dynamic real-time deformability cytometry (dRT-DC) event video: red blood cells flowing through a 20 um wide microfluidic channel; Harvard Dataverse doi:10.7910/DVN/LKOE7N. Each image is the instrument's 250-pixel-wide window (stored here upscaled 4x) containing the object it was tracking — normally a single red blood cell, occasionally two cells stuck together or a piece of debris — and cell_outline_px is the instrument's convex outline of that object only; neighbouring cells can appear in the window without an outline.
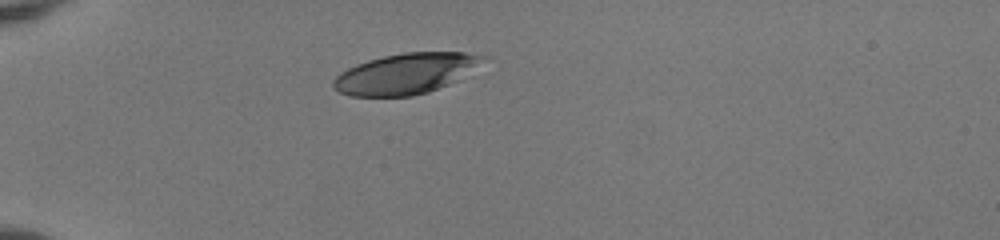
{"species": "human", "species_latin": "Homo sapiens", "temperature_condition": "room temperature", "stored_images_in_passage": 37, "camera_frame_rate_fps": 3000, "um_per_image_px": 0.085, "donor": {"sex": "female"}, "frame": {"image": 1, "passage_image": 1, "time_ms": 0.0, "image_size_px": [1000, 240], "cell_outline_px": [[488, 56], [460, 80], [428, 92], [412, 96], [348, 96], [332, 88], [332, 80], [340, 72], [356, 64], [368, 60], [384, 56], [404, 52], [464, 52]], "centroid_in_image_um": [34.46, 6.26], "position_along_channel_um": 50.5, "area_um2": 35.49}}
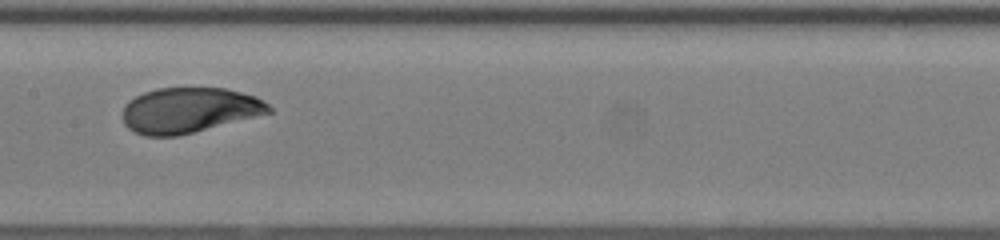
{"frame": {"image": 2, "passage_image": 14, "time_ms": 4.333, "image_size_px": [1000, 240], "cell_outline_px": [[272, 112], [176, 136], [144, 136], [128, 128], [124, 124], [124, 104], [136, 96], [144, 92], [156, 88], [224, 88], [256, 96], [268, 104], [272, 108]], "centroid_in_image_um": [16.06, 9.36], "position_along_channel_um": 191.3, "area_um2": 38.21}}
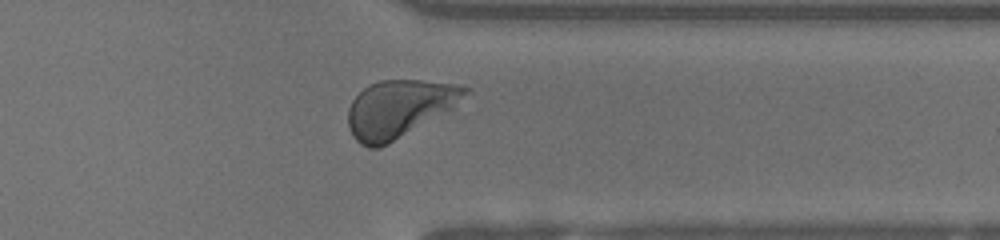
{"frame": {"image": 3, "passage_image": 28, "time_ms": 9.0, "image_size_px": [1000, 240], "cell_outline_px": [[472, 92], [452, 108], [388, 144], [380, 148], [368, 148], [360, 144], [352, 136], [348, 124], [348, 108], [352, 100], [368, 84], [380, 80], [420, 80], [460, 84], [468, 88]], "centroid_in_image_um": [33.92, 9.22], "position_along_channel_um": 377.5, "area_um2": 39.13}, "authors_computed_cell_mechanics": {"area_um2": 39.0728, "velocity_mm_per_s": 4.0005, "shape_relaxation_time_tau1_ms": 2.811, "shape_relaxation_time_tau2_ms": null, "deformation_change_tau1": 0.1882, "deformation_change_tau2": null}}